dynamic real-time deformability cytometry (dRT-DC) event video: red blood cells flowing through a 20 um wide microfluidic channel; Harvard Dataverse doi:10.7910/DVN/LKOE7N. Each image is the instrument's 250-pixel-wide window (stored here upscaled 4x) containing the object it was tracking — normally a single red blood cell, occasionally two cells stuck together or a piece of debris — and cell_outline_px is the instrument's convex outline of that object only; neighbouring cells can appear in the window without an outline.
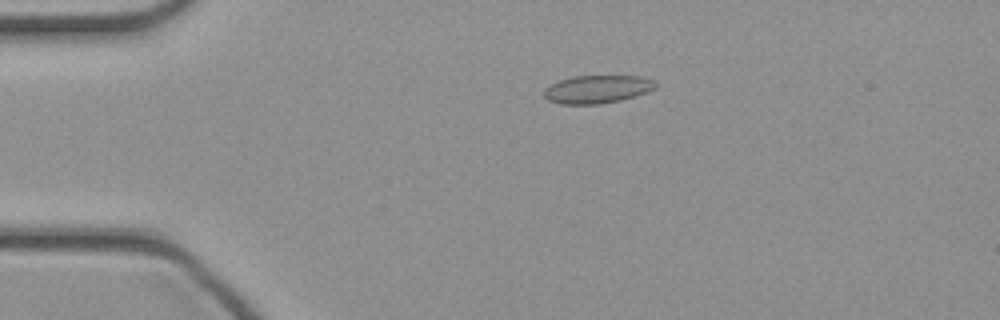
{"species": "common noctule bat (a hibernating species)", "species_latin": "Nyctalus noctula", "temperature_condition": "cold", "stored_images_in_passage": 45, "camera_frame_rate_fps": 3000, "um_per_image_px": 0.085, "animal": {"sex": "female", "body_mass_g": 21.9}, "frame": {"image": 1, "passage_image": 9, "time_ms": 2.667, "image_size_px": [1000, 320], "cell_outline_px": [[656, 88], [648, 92], [636, 96], [620, 100], [596, 104], [560, 104], [548, 100], [544, 96], [544, 88], [548, 84], [572, 76], [640, 76], [656, 80]], "centroid_in_image_um": [50.76, 7.58], "position_along_channel_um": 34.2, "area_um2": 18.38}}
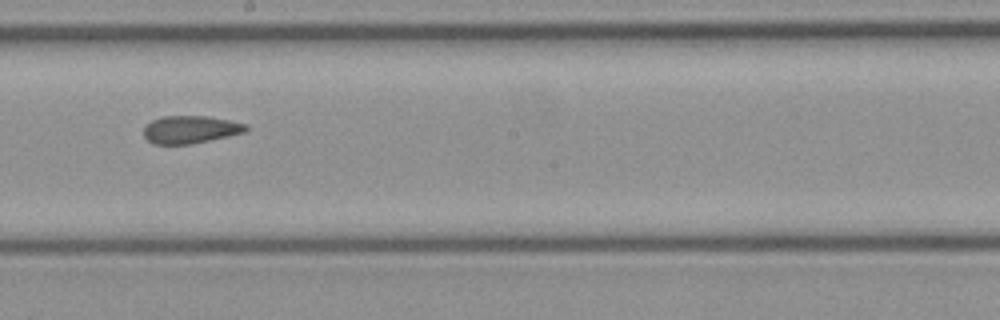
{"frame": {"image": 2, "passage_image": 25, "time_ms": 8.0, "image_size_px": [1000, 320], "cell_outline_px": [[248, 128], [244, 132], [228, 136], [188, 144], [152, 144], [144, 136], [144, 124], [152, 120], [164, 116], [208, 116], [248, 124]], "centroid_in_image_um": [16.15, 11.0], "position_along_channel_um": 232.0, "area_um2": 16.42}}
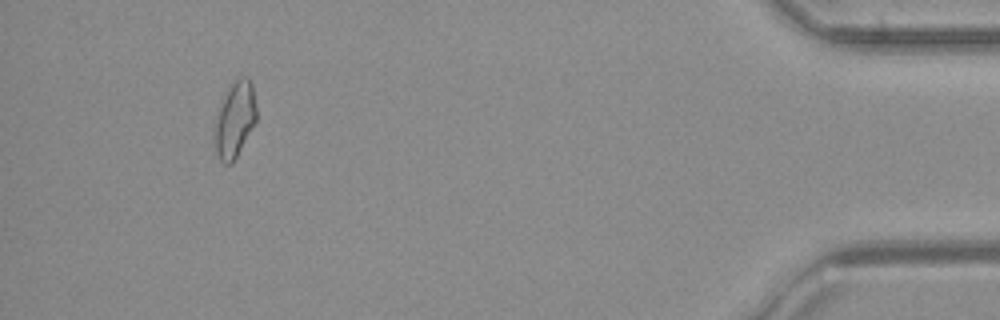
{"frame": {"image": 3, "passage_image": 42, "time_ms": 13.667, "image_size_px": [1000, 320], "cell_outline_px": [[256, 120], [232, 164], [224, 164], [220, 160], [216, 152], [212, 132], [212, 128], [220, 100], [228, 84], [240, 76], [248, 76], [252, 84], [256, 108]], "centroid_in_image_um": [19.9, 10.11], "position_along_channel_um": 415.3, "area_um2": 19.07}}